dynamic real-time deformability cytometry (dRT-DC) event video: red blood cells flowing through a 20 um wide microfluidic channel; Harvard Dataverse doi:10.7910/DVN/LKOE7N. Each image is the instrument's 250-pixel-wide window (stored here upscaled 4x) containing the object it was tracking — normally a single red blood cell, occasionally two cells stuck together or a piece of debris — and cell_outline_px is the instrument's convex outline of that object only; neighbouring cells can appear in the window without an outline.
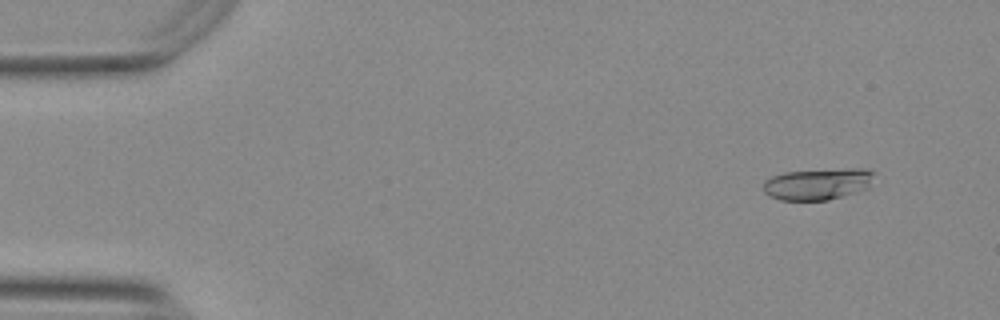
{"species": "Egyptian fruit bat (a non-hibernating species)", "species_latin": "Rousettus aegyptiacus", "temperature_condition": "warm", "stored_images_in_passage": 48, "camera_frame_rate_fps": 3000, "um_per_image_px": 0.085, "animal": {"sex": "female"}, "frame": {"image": 1, "passage_image": 1, "time_ms": 0.0, "image_size_px": [1000, 320], "cell_outline_px": [[872, 172], [868, 188], [828, 200], [780, 200], [764, 192], [764, 180], [772, 176], [784, 172], [852, 168], [864, 168]], "centroid_in_image_um": [69.46, 15.64], "position_along_channel_um": 15.5, "area_um2": 20.0}}
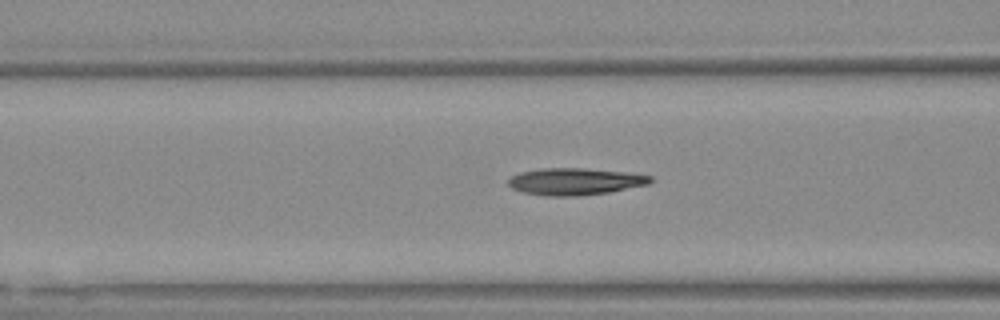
{"frame": {"image": 2, "passage_image": 18, "time_ms": 5.667, "image_size_px": [1000, 320], "cell_outline_px": [[652, 180], [648, 184], [608, 192], [580, 196], [544, 196], [524, 192], [512, 188], [508, 184], [508, 180], [512, 176], [520, 172], [540, 168], [584, 168], [624, 172], [652, 176]], "centroid_in_image_um": [48.84, 15.43], "position_along_channel_um": 117.8, "area_um2": 22.2}}
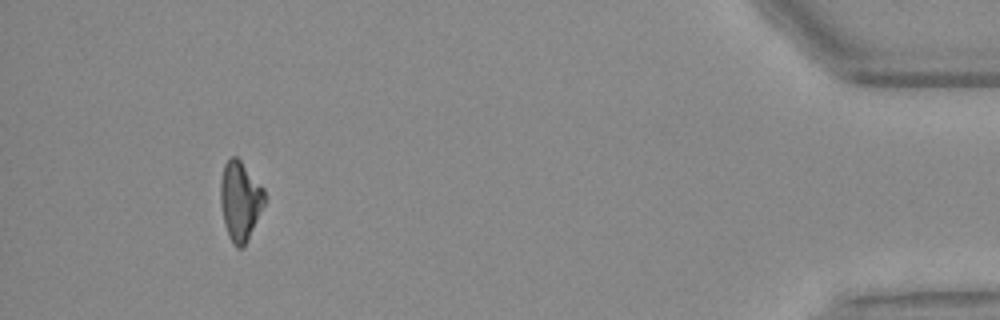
{"frame": {"image": 3, "passage_image": 47, "time_ms": 15.333, "image_size_px": [1000, 320], "cell_outline_px": [[268, 200], [244, 248], [236, 248], [232, 244], [228, 236], [224, 224], [220, 204], [220, 180], [224, 164], [232, 156], [236, 156], [240, 160], [264, 188]], "centroid_in_image_um": [20.43, 17.11], "position_along_channel_um": 414.8, "area_um2": 20.98}}